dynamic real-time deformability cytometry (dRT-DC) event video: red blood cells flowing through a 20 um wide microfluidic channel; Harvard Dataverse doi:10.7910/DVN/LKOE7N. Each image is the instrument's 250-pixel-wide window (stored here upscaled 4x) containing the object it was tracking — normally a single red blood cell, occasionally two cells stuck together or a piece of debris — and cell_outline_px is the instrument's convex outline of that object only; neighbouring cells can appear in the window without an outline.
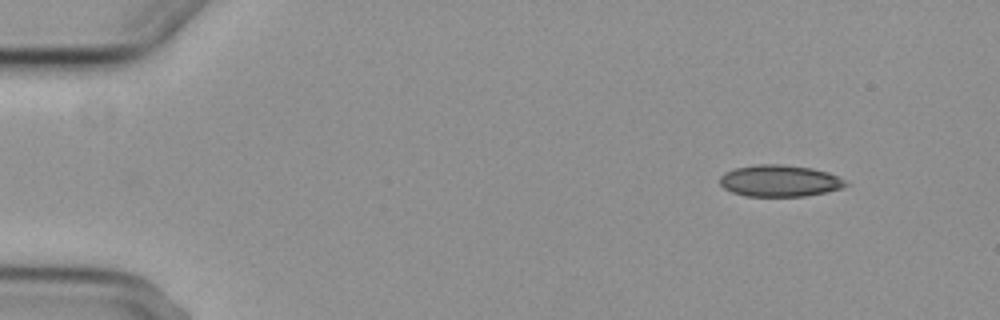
{"species": "common noctule bat (a hibernating species)", "species_latin": "Nyctalus noctula", "temperature_condition": "cold", "stored_images_in_passage": 4, "camera_frame_rate_fps": 3000, "um_per_image_px": 0.085, "animal": {"sex": "female", "body_mass_g": 29.2, "forearm_length_mm": 56.3}, "frame": {"image": 1, "passage_image": 1, "time_ms": 0.0, "image_size_px": [1000, 320], "cell_outline_px": [[852, 184], [840, 188], [824, 192], [804, 196], [744, 196], [732, 192], [724, 188], [720, 184], [720, 176], [724, 172], [736, 168], [756, 164], [780, 164], [812, 168], [828, 172]], "centroid_in_image_um": [66.25, 15.37], "position_along_channel_um": 18.7, "area_um2": 23.18}}
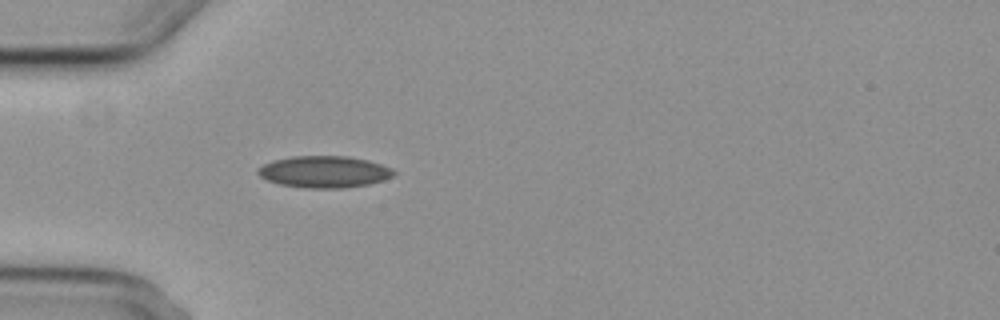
{"frame": {"image": 2, "passage_image": 4, "time_ms": 3.667, "image_size_px": [1000, 320], "cell_outline_px": [[396, 172], [392, 176], [384, 180], [368, 184], [344, 188], [308, 188], [280, 184], [268, 180], [260, 176], [256, 172], [256, 168], [272, 160], [292, 156], [348, 156], [368, 160], [392, 168]], "centroid_in_image_um": [27.55, 14.59], "position_along_channel_um": 57.5, "area_um2": 25.14}}